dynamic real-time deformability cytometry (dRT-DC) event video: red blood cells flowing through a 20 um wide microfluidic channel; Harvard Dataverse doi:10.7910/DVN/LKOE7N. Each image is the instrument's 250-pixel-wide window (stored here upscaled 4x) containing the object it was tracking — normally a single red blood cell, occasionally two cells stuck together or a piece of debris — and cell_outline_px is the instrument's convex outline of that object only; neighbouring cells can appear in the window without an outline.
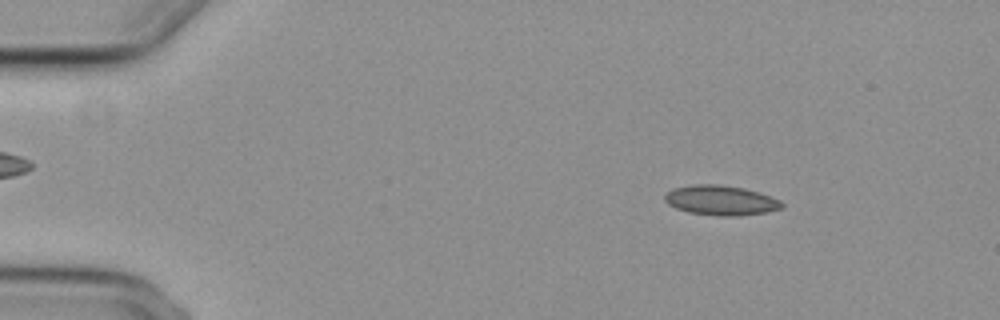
{"species": "common noctule bat (a hibernating species)", "species_latin": "Nyctalus noctula", "temperature_condition": "cold", "stored_images_in_passage": 56, "camera_frame_rate_fps": 3000, "um_per_image_px": 0.085, "animal": {"sex": "female", "body_mass_g": 29.2, "forearm_length_mm": 56.3}, "frame": {"image": 1, "passage_image": 8, "time_ms": 2.333, "image_size_px": [1000, 320], "cell_outline_px": [[784, 204], [780, 208], [764, 212], [736, 216], [720, 216], [688, 212], [676, 208], [668, 204], [664, 200], [664, 196], [672, 188], [692, 184], [720, 184], [744, 188], [760, 192], [780, 200]], "centroid_in_image_um": [61.24, 17.01], "position_along_channel_um": 23.8, "area_um2": 20.35}}
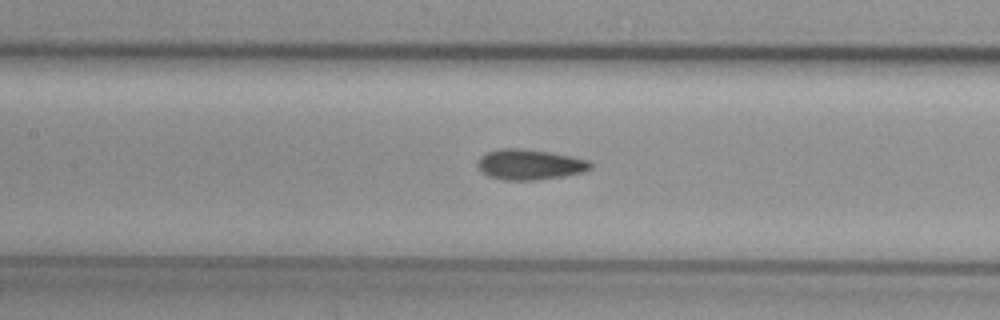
{"frame": {"image": 2, "passage_image": 26, "time_ms": 8.333, "image_size_px": [1000, 320], "cell_outline_px": [[592, 168], [584, 172], [564, 176], [536, 180], [504, 180], [488, 176], [476, 164], [480, 156], [488, 152], [500, 148], [520, 148], [552, 152], [592, 160]], "centroid_in_image_um": [45.08, 13.97], "position_along_channel_um": 162.3, "area_um2": 20.23}}
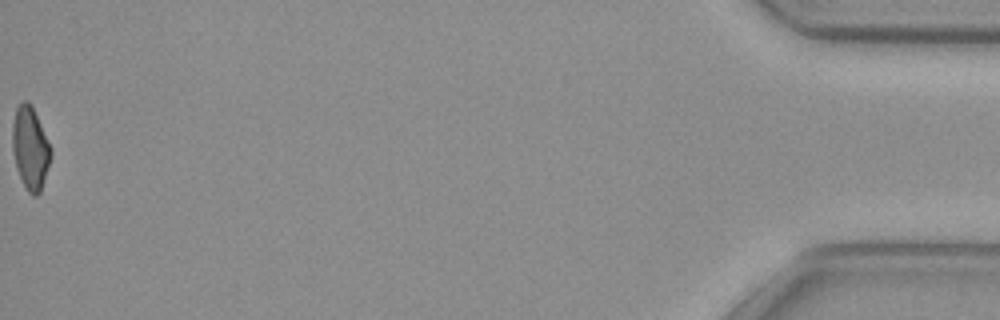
{"frame": {"image": 3, "passage_image": 56, "time_ms": 18.333, "image_size_px": [1000, 320], "cell_outline_px": [[52, 152], [40, 192], [36, 196], [32, 196], [28, 192], [16, 168], [12, 148], [12, 124], [16, 108], [24, 100], [28, 100], [32, 104], [52, 148]], "centroid_in_image_um": [2.57, 12.54], "position_along_channel_um": 432.6, "area_um2": 18.55}, "authors_computed_cell_mechanics": {"area_um2": 19.3341, "velocity_mm_per_s": 3.7245, "shape_relaxation_time_tau1_ms": null, "shape_relaxation_time_tau2_ms": 3.7087, "deformation_change_tau1": null, "deformation_change_tau2": 0.0713}}